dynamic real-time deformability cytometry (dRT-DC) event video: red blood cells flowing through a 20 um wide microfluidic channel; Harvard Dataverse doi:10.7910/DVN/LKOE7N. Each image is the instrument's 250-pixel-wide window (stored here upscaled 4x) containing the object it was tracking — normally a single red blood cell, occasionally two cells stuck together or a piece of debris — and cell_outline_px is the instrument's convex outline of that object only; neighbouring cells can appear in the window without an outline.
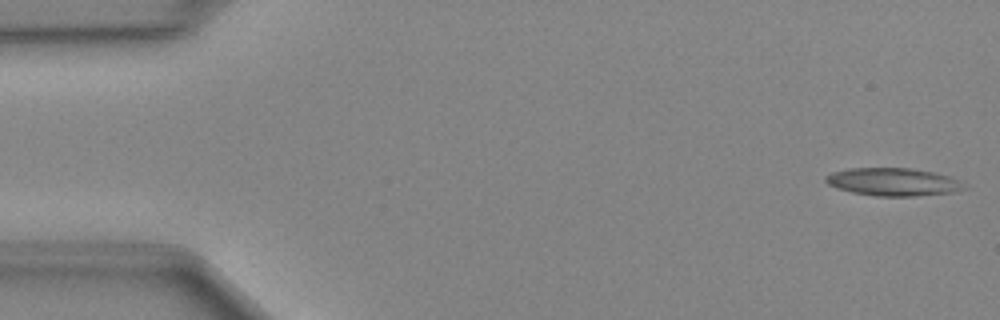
{"species": "Egyptian fruit bat (a non-hibernating species)", "species_latin": "Rousettus aegyptiacus", "temperature_condition": "cold", "stored_images_in_passage": 5, "camera_frame_rate_fps": 3000, "um_per_image_px": 0.085, "animal": {"sex": "female"}, "frame": {"image": 1, "passage_image": 1, "time_ms": 0.0, "image_size_px": [1000, 320], "cell_outline_px": [[968, 188], [952, 192], [916, 196], [876, 196], [852, 192], [836, 188], [828, 184], [824, 180], [824, 176], [832, 172], [848, 168], [908, 168], [932, 172], [948, 176], [956, 180]], "centroid_in_image_um": [75.85, 15.46], "position_along_channel_um": 9.2, "area_um2": 22.31}}